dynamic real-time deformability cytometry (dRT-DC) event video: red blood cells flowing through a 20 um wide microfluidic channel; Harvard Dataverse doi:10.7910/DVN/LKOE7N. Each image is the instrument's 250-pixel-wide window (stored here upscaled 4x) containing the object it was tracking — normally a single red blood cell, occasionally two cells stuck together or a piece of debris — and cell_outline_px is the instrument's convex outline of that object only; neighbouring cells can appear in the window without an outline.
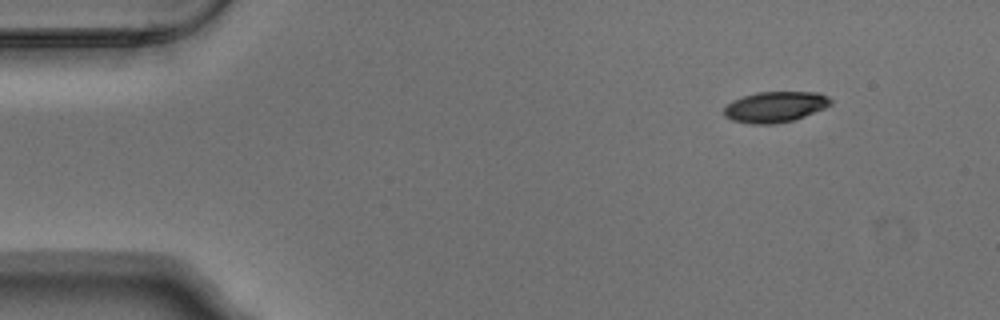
{"species": "Egyptian fruit bat (a non-hibernating species)", "species_latin": "Rousettus aegyptiacus", "temperature_condition": "warm", "stored_images_in_passage": 6, "camera_frame_rate_fps": 3000, "um_per_image_px": 0.085, "animal": {"sex": "male"}, "frame": {"image": 1, "passage_image": 1, "time_ms": 0.0, "image_size_px": [1000, 320], "cell_outline_px": [[832, 104], [824, 108], [804, 116], [792, 120], [776, 124], [752, 124], [732, 120], [724, 116], [724, 104], [732, 100], [756, 92], [820, 92], [828, 96], [832, 100]], "centroid_in_image_um": [65.87, 9.08], "position_along_channel_um": 19.1, "area_um2": 19.25}}
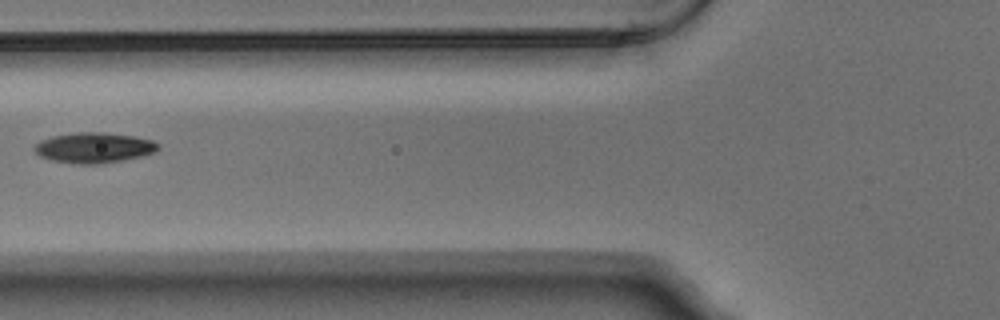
{"frame": {"image": 2, "passage_image": 5, "time_ms": 1.333, "image_size_px": [1000, 320], "cell_outline_px": [[160, 148], [156, 152], [140, 156], [100, 164], [76, 164], [52, 160], [40, 156], [36, 152], [36, 144], [52, 136], [80, 132], [104, 132], [136, 136], [152, 140], [160, 144]], "centroid_in_image_um": [8.05, 12.55], "position_along_channel_um": 117.7, "area_um2": 21.73}}
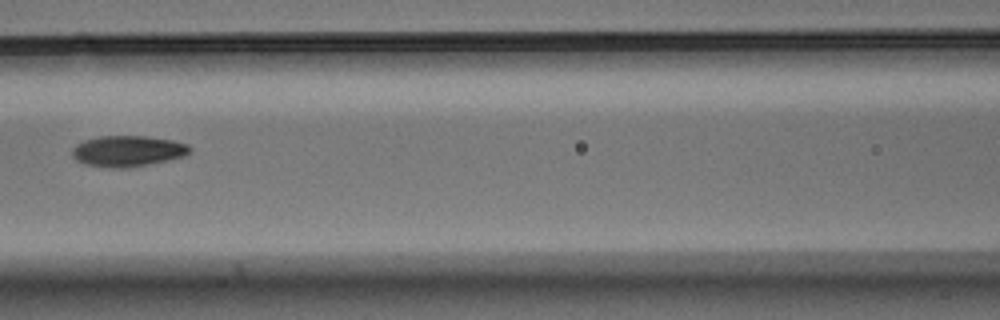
{"frame": {"image": 3, "passage_image": 6, "time_ms": 1.667, "image_size_px": [1000, 320], "cell_outline_px": [[192, 148], [184, 156], [148, 164], [128, 168], [108, 168], [84, 164], [76, 160], [72, 156], [72, 148], [76, 144], [84, 140], [100, 136], [144, 136], [172, 140], [188, 144]], "centroid_in_image_um": [10.81, 12.84], "position_along_channel_um": 155.8, "area_um2": 21.21}}